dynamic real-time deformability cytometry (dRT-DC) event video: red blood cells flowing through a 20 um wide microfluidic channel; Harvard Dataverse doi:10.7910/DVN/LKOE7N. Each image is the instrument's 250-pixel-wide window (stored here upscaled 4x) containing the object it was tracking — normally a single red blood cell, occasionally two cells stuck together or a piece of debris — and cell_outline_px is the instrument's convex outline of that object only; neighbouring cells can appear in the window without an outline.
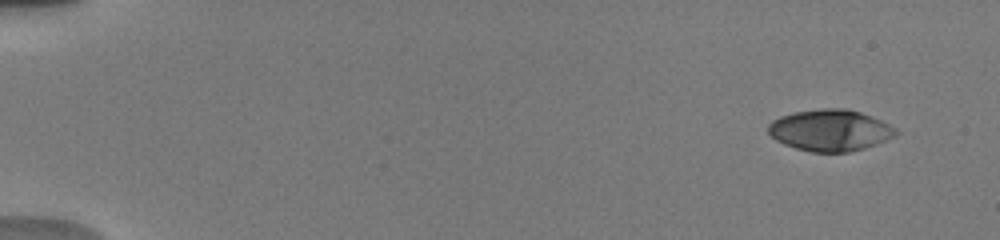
{"species": "human", "species_latin": "Homo sapiens", "temperature_condition": "warm", "stored_images_in_passage": 39, "camera_frame_rate_fps": 3000, "um_per_image_px": 0.085, "donor": {"sex": "male"}, "frame": {"image": 1, "passage_image": 3, "time_ms": 1.0, "image_size_px": [1000, 240], "cell_outline_px": [[900, 132], [896, 136], [876, 144], [864, 148], [848, 152], [812, 152], [796, 148], [784, 144], [776, 140], [768, 132], [768, 124], [772, 120], [780, 116], [792, 112], [820, 108], [844, 108], [860, 112], [880, 120], [896, 128]], "centroid_in_image_um": [70.55, 11.07], "position_along_channel_um": 14.4, "area_um2": 30.92}}
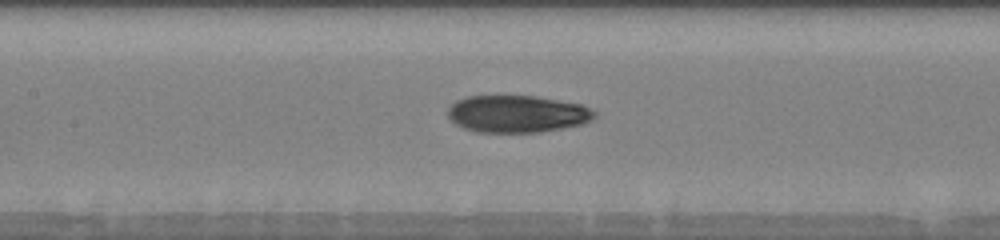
{"frame": {"image": 2, "passage_image": 22, "time_ms": 8.667, "image_size_px": [1000, 240], "cell_outline_px": [[596, 116], [592, 120], [584, 124], [540, 132], [480, 132], [464, 128], [456, 124], [448, 116], [448, 104], [456, 100], [468, 96], [536, 96], [580, 104], [596, 112]], "centroid_in_image_um": [43.95, 9.68], "position_along_channel_um": 163.5, "area_um2": 31.79}}
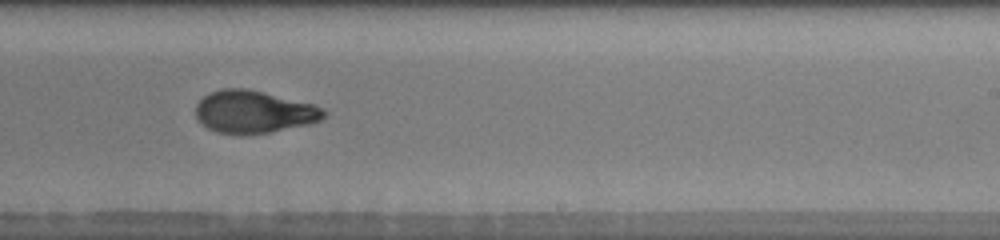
{"frame": {"image": 3, "passage_image": 29, "time_ms": 11.333, "image_size_px": [1000, 240], "cell_outline_px": [[328, 116], [312, 124], [272, 132], [240, 136], [216, 132], [208, 128], [196, 116], [196, 104], [204, 96], [220, 88], [248, 88], [316, 104], [324, 108], [328, 112]], "centroid_in_image_um": [21.65, 9.52], "position_along_channel_um": 267.4, "area_um2": 32.48}, "authors_computed_cell_mechanics": {"area_um2": 31.0386, "velocity_mm_per_s": 3.8993, "shape_relaxation_time_tau1_ms": 7.7248, "shape_relaxation_time_tau2_ms": 1.0439, "deformation_change_tau1": 0.2348, "deformation_change_tau2": 0.0688}}